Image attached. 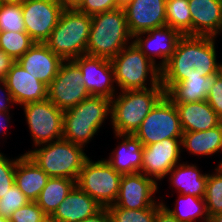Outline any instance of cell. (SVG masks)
<instances>
[{
	"label": "cell",
	"mask_w": 222,
	"mask_h": 222,
	"mask_svg": "<svg viewBox=\"0 0 222 222\" xmlns=\"http://www.w3.org/2000/svg\"><path fill=\"white\" fill-rule=\"evenodd\" d=\"M122 176L106 160L94 162L88 158L79 173L76 185L103 208H107L117 199Z\"/></svg>",
	"instance_id": "cell-7"
},
{
	"label": "cell",
	"mask_w": 222,
	"mask_h": 222,
	"mask_svg": "<svg viewBox=\"0 0 222 222\" xmlns=\"http://www.w3.org/2000/svg\"><path fill=\"white\" fill-rule=\"evenodd\" d=\"M22 106L35 147L62 139L63 110L56 107L48 98Z\"/></svg>",
	"instance_id": "cell-9"
},
{
	"label": "cell",
	"mask_w": 222,
	"mask_h": 222,
	"mask_svg": "<svg viewBox=\"0 0 222 222\" xmlns=\"http://www.w3.org/2000/svg\"><path fill=\"white\" fill-rule=\"evenodd\" d=\"M81 222H111V218L107 208H102L95 215L88 217Z\"/></svg>",
	"instance_id": "cell-44"
},
{
	"label": "cell",
	"mask_w": 222,
	"mask_h": 222,
	"mask_svg": "<svg viewBox=\"0 0 222 222\" xmlns=\"http://www.w3.org/2000/svg\"><path fill=\"white\" fill-rule=\"evenodd\" d=\"M124 12L133 37L166 26V0H132Z\"/></svg>",
	"instance_id": "cell-15"
},
{
	"label": "cell",
	"mask_w": 222,
	"mask_h": 222,
	"mask_svg": "<svg viewBox=\"0 0 222 222\" xmlns=\"http://www.w3.org/2000/svg\"><path fill=\"white\" fill-rule=\"evenodd\" d=\"M0 222H12V221L10 220V218L0 216Z\"/></svg>",
	"instance_id": "cell-50"
},
{
	"label": "cell",
	"mask_w": 222,
	"mask_h": 222,
	"mask_svg": "<svg viewBox=\"0 0 222 222\" xmlns=\"http://www.w3.org/2000/svg\"><path fill=\"white\" fill-rule=\"evenodd\" d=\"M177 107L183 132L206 131L222 123V119L206 101L179 103Z\"/></svg>",
	"instance_id": "cell-21"
},
{
	"label": "cell",
	"mask_w": 222,
	"mask_h": 222,
	"mask_svg": "<svg viewBox=\"0 0 222 222\" xmlns=\"http://www.w3.org/2000/svg\"><path fill=\"white\" fill-rule=\"evenodd\" d=\"M34 44L27 32H0V49L14 61L22 57Z\"/></svg>",
	"instance_id": "cell-32"
},
{
	"label": "cell",
	"mask_w": 222,
	"mask_h": 222,
	"mask_svg": "<svg viewBox=\"0 0 222 222\" xmlns=\"http://www.w3.org/2000/svg\"><path fill=\"white\" fill-rule=\"evenodd\" d=\"M145 34L147 38L143 39L142 35ZM182 36L177 29L163 26L135 35L133 42L153 64L156 65L155 56L161 58L160 64L157 65L161 70L175 52L177 42Z\"/></svg>",
	"instance_id": "cell-16"
},
{
	"label": "cell",
	"mask_w": 222,
	"mask_h": 222,
	"mask_svg": "<svg viewBox=\"0 0 222 222\" xmlns=\"http://www.w3.org/2000/svg\"><path fill=\"white\" fill-rule=\"evenodd\" d=\"M170 181L181 195L204 198L208 174H201L195 165L178 164L169 172Z\"/></svg>",
	"instance_id": "cell-24"
},
{
	"label": "cell",
	"mask_w": 222,
	"mask_h": 222,
	"mask_svg": "<svg viewBox=\"0 0 222 222\" xmlns=\"http://www.w3.org/2000/svg\"><path fill=\"white\" fill-rule=\"evenodd\" d=\"M123 142L117 146L107 163L118 173L125 175L141 172L143 144L134 134H119Z\"/></svg>",
	"instance_id": "cell-22"
},
{
	"label": "cell",
	"mask_w": 222,
	"mask_h": 222,
	"mask_svg": "<svg viewBox=\"0 0 222 222\" xmlns=\"http://www.w3.org/2000/svg\"><path fill=\"white\" fill-rule=\"evenodd\" d=\"M17 62L35 79L49 86L63 60L44 43H35Z\"/></svg>",
	"instance_id": "cell-18"
},
{
	"label": "cell",
	"mask_w": 222,
	"mask_h": 222,
	"mask_svg": "<svg viewBox=\"0 0 222 222\" xmlns=\"http://www.w3.org/2000/svg\"><path fill=\"white\" fill-rule=\"evenodd\" d=\"M181 146L190 153L212 155L222 150V123L206 131L183 132Z\"/></svg>",
	"instance_id": "cell-26"
},
{
	"label": "cell",
	"mask_w": 222,
	"mask_h": 222,
	"mask_svg": "<svg viewBox=\"0 0 222 222\" xmlns=\"http://www.w3.org/2000/svg\"><path fill=\"white\" fill-rule=\"evenodd\" d=\"M110 61L114 70L115 82L121 91L150 89L145 83L149 73L151 88L163 87L160 77L161 70L141 52L133 41Z\"/></svg>",
	"instance_id": "cell-6"
},
{
	"label": "cell",
	"mask_w": 222,
	"mask_h": 222,
	"mask_svg": "<svg viewBox=\"0 0 222 222\" xmlns=\"http://www.w3.org/2000/svg\"><path fill=\"white\" fill-rule=\"evenodd\" d=\"M103 207L77 185L49 217V222H81L95 215Z\"/></svg>",
	"instance_id": "cell-19"
},
{
	"label": "cell",
	"mask_w": 222,
	"mask_h": 222,
	"mask_svg": "<svg viewBox=\"0 0 222 222\" xmlns=\"http://www.w3.org/2000/svg\"><path fill=\"white\" fill-rule=\"evenodd\" d=\"M63 8L57 0H25L22 14L26 32L35 43H44L56 27Z\"/></svg>",
	"instance_id": "cell-11"
},
{
	"label": "cell",
	"mask_w": 222,
	"mask_h": 222,
	"mask_svg": "<svg viewBox=\"0 0 222 222\" xmlns=\"http://www.w3.org/2000/svg\"><path fill=\"white\" fill-rule=\"evenodd\" d=\"M114 9H118L115 0H84L78 11L92 16Z\"/></svg>",
	"instance_id": "cell-40"
},
{
	"label": "cell",
	"mask_w": 222,
	"mask_h": 222,
	"mask_svg": "<svg viewBox=\"0 0 222 222\" xmlns=\"http://www.w3.org/2000/svg\"><path fill=\"white\" fill-rule=\"evenodd\" d=\"M84 146L59 139L42 144L26 152L49 177H63L77 181L79 173L88 159L83 151Z\"/></svg>",
	"instance_id": "cell-5"
},
{
	"label": "cell",
	"mask_w": 222,
	"mask_h": 222,
	"mask_svg": "<svg viewBox=\"0 0 222 222\" xmlns=\"http://www.w3.org/2000/svg\"><path fill=\"white\" fill-rule=\"evenodd\" d=\"M75 185L73 179L50 177L35 202L50 217Z\"/></svg>",
	"instance_id": "cell-28"
},
{
	"label": "cell",
	"mask_w": 222,
	"mask_h": 222,
	"mask_svg": "<svg viewBox=\"0 0 222 222\" xmlns=\"http://www.w3.org/2000/svg\"><path fill=\"white\" fill-rule=\"evenodd\" d=\"M30 200L14 184L7 193L0 198V216L10 218L17 209L28 204Z\"/></svg>",
	"instance_id": "cell-36"
},
{
	"label": "cell",
	"mask_w": 222,
	"mask_h": 222,
	"mask_svg": "<svg viewBox=\"0 0 222 222\" xmlns=\"http://www.w3.org/2000/svg\"><path fill=\"white\" fill-rule=\"evenodd\" d=\"M1 83H2V86H4V87H2V88L0 87V89L3 90L5 88L4 89L5 92H3V93H6L5 95L3 93H1V94L4 95L6 98H4V96L0 95V112H9L8 111V109H9L8 104H10V102L14 104L15 102L13 100L12 94H11L10 90L8 89L6 83L3 80H0V84ZM5 102H7L6 103L7 105L5 104Z\"/></svg>",
	"instance_id": "cell-43"
},
{
	"label": "cell",
	"mask_w": 222,
	"mask_h": 222,
	"mask_svg": "<svg viewBox=\"0 0 222 222\" xmlns=\"http://www.w3.org/2000/svg\"><path fill=\"white\" fill-rule=\"evenodd\" d=\"M154 222H179L169 210L161 204L156 210Z\"/></svg>",
	"instance_id": "cell-42"
},
{
	"label": "cell",
	"mask_w": 222,
	"mask_h": 222,
	"mask_svg": "<svg viewBox=\"0 0 222 222\" xmlns=\"http://www.w3.org/2000/svg\"><path fill=\"white\" fill-rule=\"evenodd\" d=\"M111 113V99L90 96L78 105L65 110L63 119L93 120V125H102Z\"/></svg>",
	"instance_id": "cell-27"
},
{
	"label": "cell",
	"mask_w": 222,
	"mask_h": 222,
	"mask_svg": "<svg viewBox=\"0 0 222 222\" xmlns=\"http://www.w3.org/2000/svg\"><path fill=\"white\" fill-rule=\"evenodd\" d=\"M210 222H222V212L212 216Z\"/></svg>",
	"instance_id": "cell-49"
},
{
	"label": "cell",
	"mask_w": 222,
	"mask_h": 222,
	"mask_svg": "<svg viewBox=\"0 0 222 222\" xmlns=\"http://www.w3.org/2000/svg\"><path fill=\"white\" fill-rule=\"evenodd\" d=\"M162 204L152 205L145 209H126L118 206H108L111 222H154L156 210Z\"/></svg>",
	"instance_id": "cell-34"
},
{
	"label": "cell",
	"mask_w": 222,
	"mask_h": 222,
	"mask_svg": "<svg viewBox=\"0 0 222 222\" xmlns=\"http://www.w3.org/2000/svg\"><path fill=\"white\" fill-rule=\"evenodd\" d=\"M166 26L177 29L182 35L192 36L189 0H166Z\"/></svg>",
	"instance_id": "cell-29"
},
{
	"label": "cell",
	"mask_w": 222,
	"mask_h": 222,
	"mask_svg": "<svg viewBox=\"0 0 222 222\" xmlns=\"http://www.w3.org/2000/svg\"><path fill=\"white\" fill-rule=\"evenodd\" d=\"M86 54L111 60L133 36L129 32L124 9L118 8L91 16Z\"/></svg>",
	"instance_id": "cell-2"
},
{
	"label": "cell",
	"mask_w": 222,
	"mask_h": 222,
	"mask_svg": "<svg viewBox=\"0 0 222 222\" xmlns=\"http://www.w3.org/2000/svg\"><path fill=\"white\" fill-rule=\"evenodd\" d=\"M25 0H0V4H22Z\"/></svg>",
	"instance_id": "cell-48"
},
{
	"label": "cell",
	"mask_w": 222,
	"mask_h": 222,
	"mask_svg": "<svg viewBox=\"0 0 222 222\" xmlns=\"http://www.w3.org/2000/svg\"><path fill=\"white\" fill-rule=\"evenodd\" d=\"M215 38L183 35L178 40L175 52L160 73L165 93L186 78L209 77L222 70V64L216 61Z\"/></svg>",
	"instance_id": "cell-1"
},
{
	"label": "cell",
	"mask_w": 222,
	"mask_h": 222,
	"mask_svg": "<svg viewBox=\"0 0 222 222\" xmlns=\"http://www.w3.org/2000/svg\"><path fill=\"white\" fill-rule=\"evenodd\" d=\"M215 75L201 78H186L175 83L165 95L174 103H192L207 100V94L214 85Z\"/></svg>",
	"instance_id": "cell-25"
},
{
	"label": "cell",
	"mask_w": 222,
	"mask_h": 222,
	"mask_svg": "<svg viewBox=\"0 0 222 222\" xmlns=\"http://www.w3.org/2000/svg\"><path fill=\"white\" fill-rule=\"evenodd\" d=\"M182 134L177 107L166 95L157 102L134 133L143 146L166 138H182Z\"/></svg>",
	"instance_id": "cell-8"
},
{
	"label": "cell",
	"mask_w": 222,
	"mask_h": 222,
	"mask_svg": "<svg viewBox=\"0 0 222 222\" xmlns=\"http://www.w3.org/2000/svg\"><path fill=\"white\" fill-rule=\"evenodd\" d=\"M15 61L0 49V80H3Z\"/></svg>",
	"instance_id": "cell-41"
},
{
	"label": "cell",
	"mask_w": 222,
	"mask_h": 222,
	"mask_svg": "<svg viewBox=\"0 0 222 222\" xmlns=\"http://www.w3.org/2000/svg\"><path fill=\"white\" fill-rule=\"evenodd\" d=\"M0 32H26L22 4H0Z\"/></svg>",
	"instance_id": "cell-35"
},
{
	"label": "cell",
	"mask_w": 222,
	"mask_h": 222,
	"mask_svg": "<svg viewBox=\"0 0 222 222\" xmlns=\"http://www.w3.org/2000/svg\"><path fill=\"white\" fill-rule=\"evenodd\" d=\"M157 182L142 172L125 174L120 181L116 201L111 206L126 209H145L157 205L153 194L157 191Z\"/></svg>",
	"instance_id": "cell-14"
},
{
	"label": "cell",
	"mask_w": 222,
	"mask_h": 222,
	"mask_svg": "<svg viewBox=\"0 0 222 222\" xmlns=\"http://www.w3.org/2000/svg\"><path fill=\"white\" fill-rule=\"evenodd\" d=\"M132 0H115V4L118 8L124 9Z\"/></svg>",
	"instance_id": "cell-47"
},
{
	"label": "cell",
	"mask_w": 222,
	"mask_h": 222,
	"mask_svg": "<svg viewBox=\"0 0 222 222\" xmlns=\"http://www.w3.org/2000/svg\"><path fill=\"white\" fill-rule=\"evenodd\" d=\"M178 199L184 202V208H182L181 212L177 207L173 210L168 208L164 203H162L169 212L179 221V222H194L198 216H204L202 222H210V217L208 215L207 207L204 198L195 197L192 195H179ZM181 205V204H180ZM182 207V206H181Z\"/></svg>",
	"instance_id": "cell-31"
},
{
	"label": "cell",
	"mask_w": 222,
	"mask_h": 222,
	"mask_svg": "<svg viewBox=\"0 0 222 222\" xmlns=\"http://www.w3.org/2000/svg\"><path fill=\"white\" fill-rule=\"evenodd\" d=\"M12 222H49V217L36 202H29L13 212Z\"/></svg>",
	"instance_id": "cell-37"
},
{
	"label": "cell",
	"mask_w": 222,
	"mask_h": 222,
	"mask_svg": "<svg viewBox=\"0 0 222 222\" xmlns=\"http://www.w3.org/2000/svg\"><path fill=\"white\" fill-rule=\"evenodd\" d=\"M81 70L84 86L90 96L106 97L112 99L115 96L114 70L109 59L81 55L72 60Z\"/></svg>",
	"instance_id": "cell-12"
},
{
	"label": "cell",
	"mask_w": 222,
	"mask_h": 222,
	"mask_svg": "<svg viewBox=\"0 0 222 222\" xmlns=\"http://www.w3.org/2000/svg\"><path fill=\"white\" fill-rule=\"evenodd\" d=\"M101 125H93V120L63 119V139L85 147Z\"/></svg>",
	"instance_id": "cell-30"
},
{
	"label": "cell",
	"mask_w": 222,
	"mask_h": 222,
	"mask_svg": "<svg viewBox=\"0 0 222 222\" xmlns=\"http://www.w3.org/2000/svg\"><path fill=\"white\" fill-rule=\"evenodd\" d=\"M181 138H166L161 142L143 146L141 172L154 180H161L178 164Z\"/></svg>",
	"instance_id": "cell-13"
},
{
	"label": "cell",
	"mask_w": 222,
	"mask_h": 222,
	"mask_svg": "<svg viewBox=\"0 0 222 222\" xmlns=\"http://www.w3.org/2000/svg\"><path fill=\"white\" fill-rule=\"evenodd\" d=\"M192 36L216 37L222 31V0H189Z\"/></svg>",
	"instance_id": "cell-20"
},
{
	"label": "cell",
	"mask_w": 222,
	"mask_h": 222,
	"mask_svg": "<svg viewBox=\"0 0 222 222\" xmlns=\"http://www.w3.org/2000/svg\"><path fill=\"white\" fill-rule=\"evenodd\" d=\"M89 97L79 67L72 60L63 61L57 76L48 86V99L65 111Z\"/></svg>",
	"instance_id": "cell-10"
},
{
	"label": "cell",
	"mask_w": 222,
	"mask_h": 222,
	"mask_svg": "<svg viewBox=\"0 0 222 222\" xmlns=\"http://www.w3.org/2000/svg\"><path fill=\"white\" fill-rule=\"evenodd\" d=\"M18 159L10 160L0 153V198L15 184V169Z\"/></svg>",
	"instance_id": "cell-38"
},
{
	"label": "cell",
	"mask_w": 222,
	"mask_h": 222,
	"mask_svg": "<svg viewBox=\"0 0 222 222\" xmlns=\"http://www.w3.org/2000/svg\"><path fill=\"white\" fill-rule=\"evenodd\" d=\"M3 81L16 104L24 105L48 98V86L26 72L17 61L11 65Z\"/></svg>",
	"instance_id": "cell-17"
},
{
	"label": "cell",
	"mask_w": 222,
	"mask_h": 222,
	"mask_svg": "<svg viewBox=\"0 0 222 222\" xmlns=\"http://www.w3.org/2000/svg\"><path fill=\"white\" fill-rule=\"evenodd\" d=\"M215 174H208L204 200L208 215L211 218L222 212V167L215 168Z\"/></svg>",
	"instance_id": "cell-33"
},
{
	"label": "cell",
	"mask_w": 222,
	"mask_h": 222,
	"mask_svg": "<svg viewBox=\"0 0 222 222\" xmlns=\"http://www.w3.org/2000/svg\"><path fill=\"white\" fill-rule=\"evenodd\" d=\"M111 99V123L115 135L134 134L157 102L165 95L163 87L121 91ZM115 99V100H114Z\"/></svg>",
	"instance_id": "cell-3"
},
{
	"label": "cell",
	"mask_w": 222,
	"mask_h": 222,
	"mask_svg": "<svg viewBox=\"0 0 222 222\" xmlns=\"http://www.w3.org/2000/svg\"><path fill=\"white\" fill-rule=\"evenodd\" d=\"M216 114L222 119V70L215 75L214 85L207 94L206 100Z\"/></svg>",
	"instance_id": "cell-39"
},
{
	"label": "cell",
	"mask_w": 222,
	"mask_h": 222,
	"mask_svg": "<svg viewBox=\"0 0 222 222\" xmlns=\"http://www.w3.org/2000/svg\"><path fill=\"white\" fill-rule=\"evenodd\" d=\"M62 6L63 10H78L83 4L84 0H57Z\"/></svg>",
	"instance_id": "cell-45"
},
{
	"label": "cell",
	"mask_w": 222,
	"mask_h": 222,
	"mask_svg": "<svg viewBox=\"0 0 222 222\" xmlns=\"http://www.w3.org/2000/svg\"><path fill=\"white\" fill-rule=\"evenodd\" d=\"M49 178L27 154L19 156L15 169V184L30 202L37 200Z\"/></svg>",
	"instance_id": "cell-23"
},
{
	"label": "cell",
	"mask_w": 222,
	"mask_h": 222,
	"mask_svg": "<svg viewBox=\"0 0 222 222\" xmlns=\"http://www.w3.org/2000/svg\"><path fill=\"white\" fill-rule=\"evenodd\" d=\"M91 15L78 10H63L59 21L44 44L63 61L86 54Z\"/></svg>",
	"instance_id": "cell-4"
},
{
	"label": "cell",
	"mask_w": 222,
	"mask_h": 222,
	"mask_svg": "<svg viewBox=\"0 0 222 222\" xmlns=\"http://www.w3.org/2000/svg\"><path fill=\"white\" fill-rule=\"evenodd\" d=\"M8 115H9L8 112H0V118H3L4 122L5 121L8 122L10 120L11 117L10 116L8 117ZM2 123H3V121H1V119H0V131H3V133H4L5 132L4 130H7L8 125H6V124L3 125Z\"/></svg>",
	"instance_id": "cell-46"
}]
</instances>
